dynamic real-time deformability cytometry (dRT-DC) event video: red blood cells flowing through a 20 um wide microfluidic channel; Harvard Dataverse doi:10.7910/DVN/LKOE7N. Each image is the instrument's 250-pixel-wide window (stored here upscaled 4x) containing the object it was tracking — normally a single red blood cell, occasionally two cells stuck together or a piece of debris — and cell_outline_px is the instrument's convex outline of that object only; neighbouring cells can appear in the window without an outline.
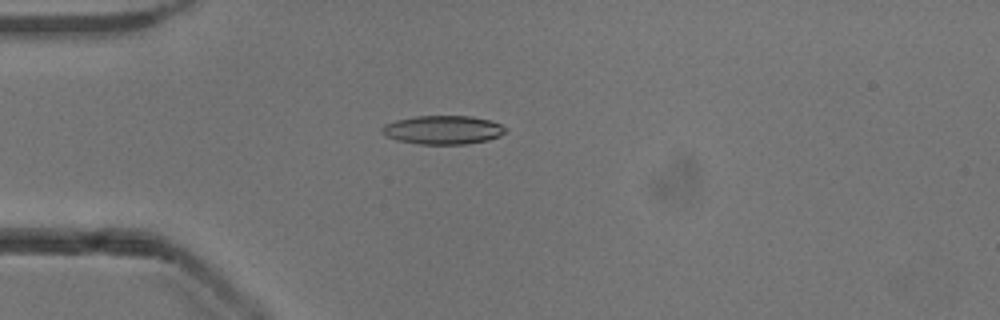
{"species": "common noctule bat (a hibernating species)", "species_latin": "Nyctalus noctula", "temperature_condition": "cold", "stored_images_in_passage": 52, "camera_frame_rate_fps": 3000, "um_per_image_px": 0.085, "animal": {"sex": "male", "body_mass_g": 13.3}, "frame": {"image": 1, "passage_image": 14, "time_ms": 4.333, "image_size_px": [1000, 320], "cell_outline_px": [[508, 132], [500, 136], [488, 140], [468, 144], [420, 144], [396, 140], [380, 132], [380, 128], [384, 124], [396, 120], [416, 116], [472, 116], [492, 120], [508, 128]], "centroid_in_image_um": [37.69, 11.04], "position_along_channel_um": 47.3, "area_um2": 20.92}}
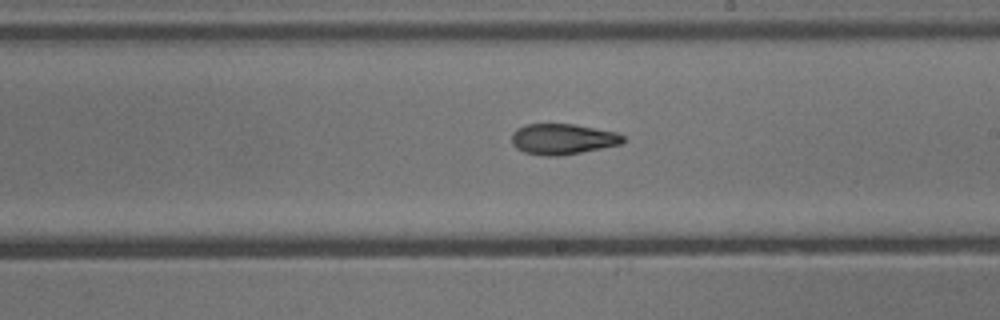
{"frame": {"image": 2, "passage_image": 30, "time_ms": 9.667, "image_size_px": [1000, 320], "cell_outline_px": [[624, 140], [620, 144], [580, 152], [556, 156], [548, 156], [524, 152], [516, 148], [512, 144], [512, 132], [516, 128], [524, 124], [572, 124], [616, 132], [624, 136]], "centroid_in_image_um": [47.77, 11.81], "position_along_channel_um": 241.2, "area_um2": 19.71}}
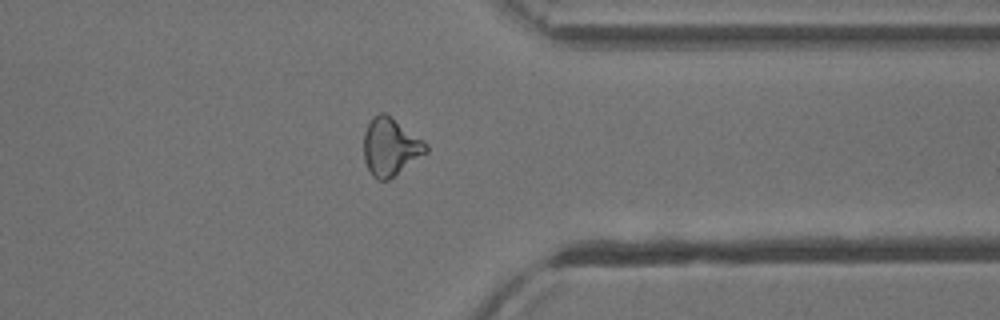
{"frame": {"image": 3, "passage_image": 41, "time_ms": 13.333, "image_size_px": [1000, 320], "cell_outline_px": [[428, 152], [388, 180], [376, 180], [372, 176], [364, 160], [364, 132], [372, 116], [380, 112], [384, 112], [424, 140], [428, 144]], "centroid_in_image_um": [33.18, 12.48], "position_along_channel_um": 378.2, "area_um2": 20.92}, "authors_computed_cell_mechanics": {"area_um2": 20.3167, "velocity_mm_per_s": 3.9105, "shape_relaxation_time_tau1_ms": 8.1838, "shape_relaxation_time_tau2_ms": 4.2517, "deformation_change_tau1": 0.1889, "deformation_change_tau2": 0.1301}}